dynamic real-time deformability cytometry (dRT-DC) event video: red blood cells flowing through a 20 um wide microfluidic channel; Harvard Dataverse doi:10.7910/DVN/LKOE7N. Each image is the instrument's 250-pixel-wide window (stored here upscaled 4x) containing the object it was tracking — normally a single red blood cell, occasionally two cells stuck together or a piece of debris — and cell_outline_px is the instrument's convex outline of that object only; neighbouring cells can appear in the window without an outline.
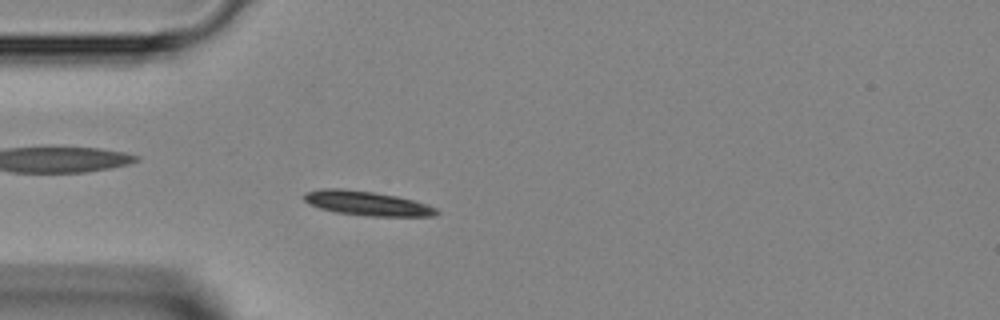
{"species": "Egyptian fruit bat (a non-hibernating species)", "species_latin": "Rousettus aegyptiacus", "temperature_condition": "room temperature", "stored_images_in_passage": 41, "camera_frame_rate_fps": 3000, "um_per_image_px": 0.085, "animal": {"sex": "female"}, "frame": {"image": 1, "passage_image": 12, "time_ms": 3.667, "image_size_px": [1000, 320], "cell_outline_px": [[440, 212], [436, 216], [364, 216], [336, 212], [320, 208], [308, 204], [300, 196], [304, 192], [320, 188], [340, 188], [372, 192], [396, 196], [428, 204], [436, 208]], "centroid_in_image_um": [31.14, 17.28], "position_along_channel_um": 53.9, "area_um2": 19.02}}
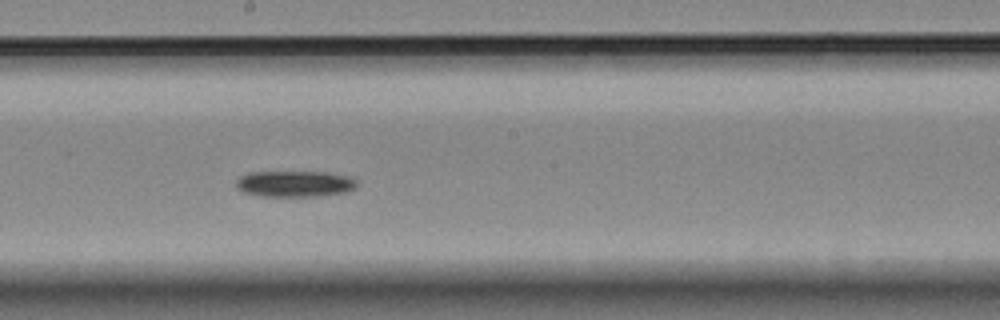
{"frame": {"image": 2, "passage_image": 24, "time_ms": 7.667, "image_size_px": [1000, 320], "cell_outline_px": [[360, 184], [356, 188], [348, 192], [320, 196], [260, 196], [244, 192], [236, 188], [236, 180], [240, 176], [248, 172], [328, 172], [348, 176], [356, 180]], "centroid_in_image_um": [25.09, 15.62], "position_along_channel_um": 223.1, "area_um2": 18.67}}
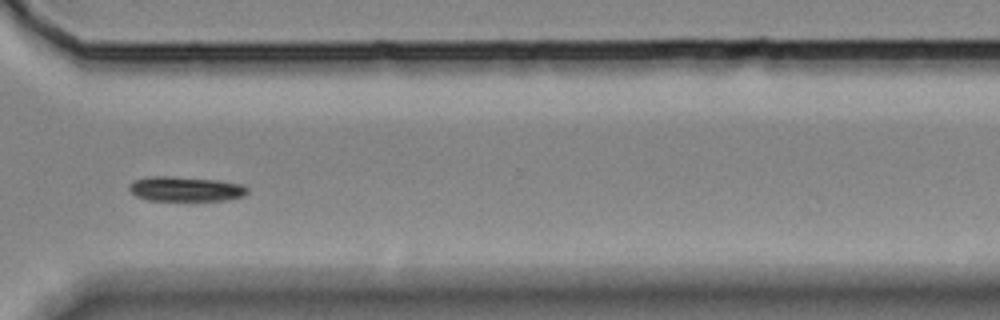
{"frame": {"image": 3, "passage_image": 33, "time_ms": 10.667, "image_size_px": [1000, 320], "cell_outline_px": [[248, 192], [244, 196], [228, 200], [148, 200], [136, 196], [128, 188], [128, 184], [132, 180], [148, 176], [168, 176], [216, 180], [244, 184], [248, 188]], "centroid_in_image_um": [15.76, 16.05], "position_along_channel_um": 354.8, "area_um2": 17.17}}